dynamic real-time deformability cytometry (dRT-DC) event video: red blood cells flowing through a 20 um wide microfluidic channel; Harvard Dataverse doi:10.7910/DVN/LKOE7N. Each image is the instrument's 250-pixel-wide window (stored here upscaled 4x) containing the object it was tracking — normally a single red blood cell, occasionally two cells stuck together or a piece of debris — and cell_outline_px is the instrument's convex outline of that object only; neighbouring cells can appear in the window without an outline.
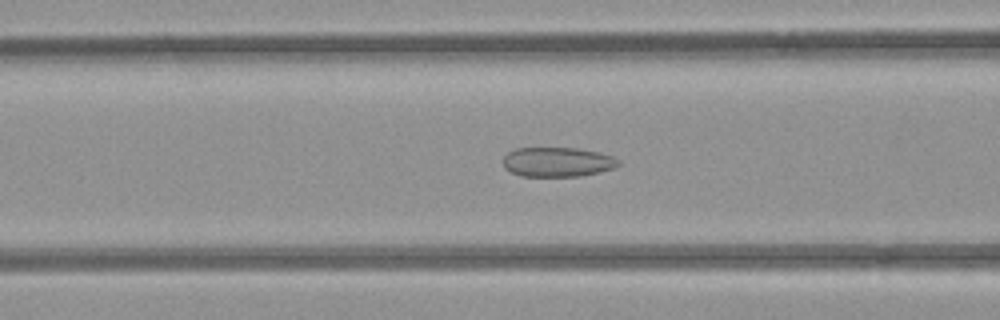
{"species": "common noctule bat (a hibernating species)", "species_latin": "Nyctalus noctula", "temperature_condition": "room temperature", "stored_images_in_passage": 45, "camera_frame_rate_fps": 3000, "um_per_image_px": 0.085, "animal": {"sex": "female", "body_mass_g": 21.9}, "frame": {"image": 1, "passage_image": 21, "time_ms": 6.667, "image_size_px": [1000, 320], "cell_outline_px": [[620, 164], [612, 168], [600, 172], [580, 176], [520, 176], [504, 168], [504, 156], [508, 152], [516, 148], [576, 148], [600, 152], [612, 156], [620, 160]], "centroid_in_image_um": [47.39, 13.77], "position_along_channel_um": 119.2, "area_um2": 19.88}}
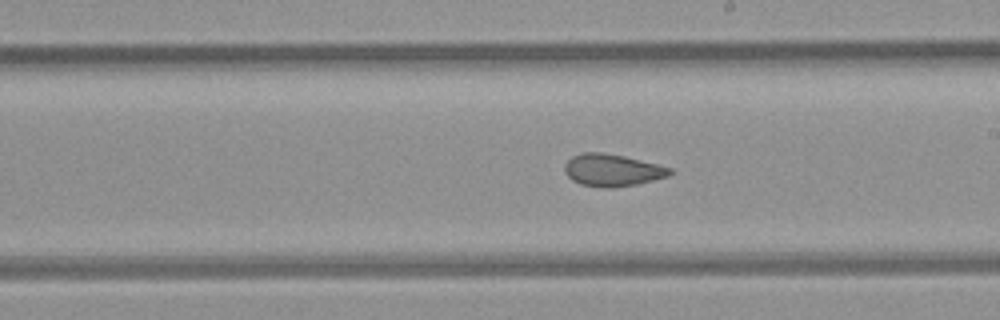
{"frame": {"image": 2, "passage_image": 30, "time_ms": 9.667, "image_size_px": [1000, 320], "cell_outline_px": [[676, 172], [668, 176], [636, 184], [612, 188], [604, 188], [580, 184], [572, 180], [564, 172], [564, 164], [572, 156], [584, 152], [600, 152], [624, 156], [672, 168]], "centroid_in_image_um": [52.03, 14.47], "position_along_channel_um": 237.0, "area_um2": 19.77}}
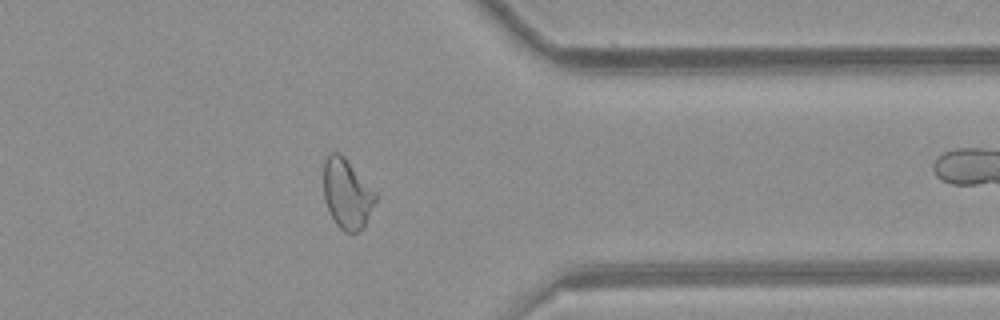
{"frame": {"image": 3, "passage_image": 42, "time_ms": 13.667, "image_size_px": [1000, 320], "cell_outline_px": [[376, 200], [364, 228], [356, 232], [344, 232], [336, 224], [324, 200], [324, 160], [328, 152], [340, 152], [344, 156], [376, 192]], "centroid_in_image_um": [29.49, 16.45], "position_along_channel_um": 381.9, "area_um2": 21.15}, "authors_computed_cell_mechanics": {"area_um2": 21.386, "velocity_mm_per_s": 3.9173, "shape_relaxation_time_tau1_ms": null, "shape_relaxation_time_tau2_ms": 1.7068, "deformation_change_tau1": null, "deformation_change_tau2": 0.0687}}